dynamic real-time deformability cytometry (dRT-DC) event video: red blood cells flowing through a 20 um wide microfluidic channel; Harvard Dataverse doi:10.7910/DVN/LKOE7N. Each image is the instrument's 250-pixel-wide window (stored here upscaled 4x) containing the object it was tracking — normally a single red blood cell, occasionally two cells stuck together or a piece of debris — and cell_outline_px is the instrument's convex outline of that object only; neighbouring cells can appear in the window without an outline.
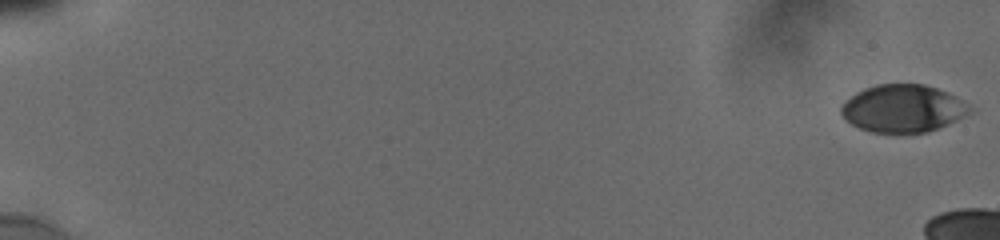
{"species": "human", "species_latin": "Homo sapiens", "temperature_condition": "cold", "stored_images_in_passage": 9, "camera_frame_rate_fps": 3000, "um_per_image_px": 0.085, "donor": {"sex": "male"}, "frame": {"image": 1, "passage_image": 1, "time_ms": 0.0, "image_size_px": [1000, 240], "cell_outline_px": [[972, 108], [964, 116], [956, 120], [936, 128], [924, 132], [872, 132], [860, 128], [844, 120], [840, 112], [840, 104], [844, 100], [856, 92], [864, 88], [876, 84], [924, 84], [948, 92]], "centroid_in_image_um": [76.66, 9.2], "position_along_channel_um": 8.3, "area_um2": 35.37}}
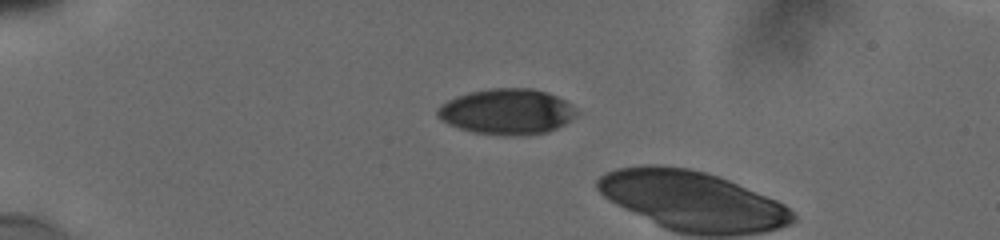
{"frame": {"image": 2, "passage_image": 7, "time_ms": 5.0, "image_size_px": [1000, 240], "cell_outline_px": [[576, 112], [564, 124], [548, 132], [524, 136], [500, 136], [472, 132], [448, 124], [436, 116], [436, 112], [440, 104], [456, 96], [468, 92], [488, 88], [532, 88], [548, 92], [564, 100]], "centroid_in_image_um": [43.02, 9.49], "position_along_channel_um": 42.0, "area_um2": 37.05}}